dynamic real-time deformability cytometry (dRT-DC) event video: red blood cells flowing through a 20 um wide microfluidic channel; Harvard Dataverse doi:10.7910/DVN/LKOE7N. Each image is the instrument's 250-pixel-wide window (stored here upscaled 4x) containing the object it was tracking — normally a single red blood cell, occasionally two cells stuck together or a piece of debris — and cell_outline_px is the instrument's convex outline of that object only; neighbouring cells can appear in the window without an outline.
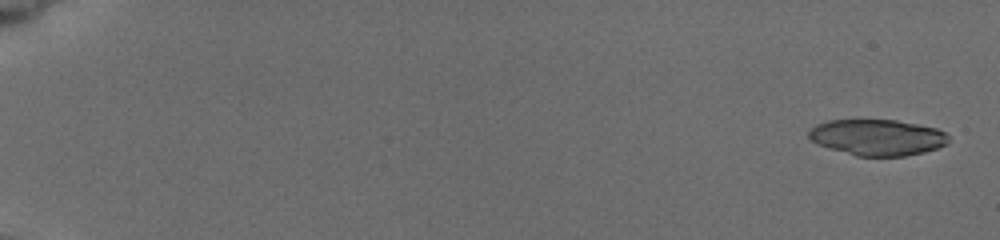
{"species": "common noctule bat (a hibernating species)", "species_latin": "Nyctalus noctula", "temperature_condition": "cold", "stored_images_in_passage": 11, "camera_frame_rate_fps": 3000, "um_per_image_px": 0.085, "animal": {"sex": "female", "body_mass_g": 19.5, "forearm_length_mm": 54.1}, "frame": {"image": 1, "passage_image": 1, "time_ms": 0.0, "image_size_px": [1000, 240], "cell_outline_px": [[948, 144], [924, 152], [904, 156], [856, 156], [828, 148], [816, 144], [808, 136], [808, 132], [816, 124], [828, 120], [896, 120], [936, 128], [944, 132], [948, 136]], "centroid_in_image_um": [74.56, 11.68], "position_along_channel_um": 10.4, "area_um2": 29.36}}
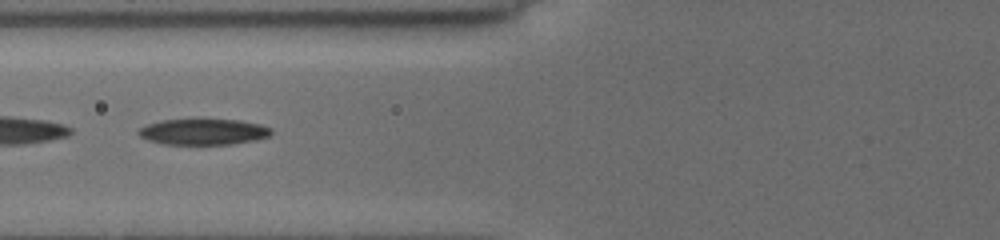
{"frame": {"image": 2, "passage_image": 9, "time_ms": 7.667, "image_size_px": [1000, 240], "cell_outline_px": [[272, 132], [268, 136], [252, 140], [232, 144], [164, 144], [148, 140], [140, 136], [136, 132], [140, 128], [148, 124], [160, 120], [196, 116], [240, 120], [260, 124], [272, 128]], "centroid_in_image_um": [17.25, 11.14], "position_along_channel_um": 108.6, "area_um2": 20.98}}
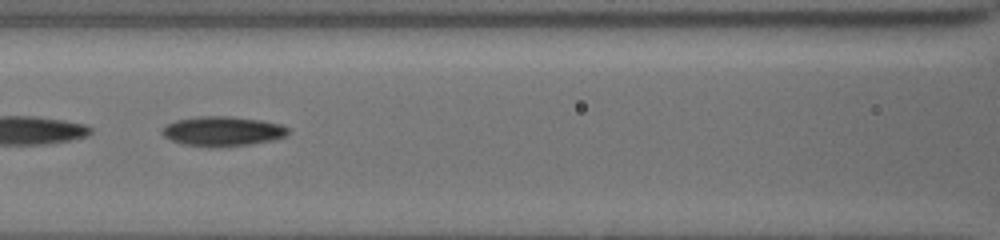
{"frame": {"image": 3, "passage_image": 10, "time_ms": 8.667, "image_size_px": [1000, 240], "cell_outline_px": [[288, 132], [284, 136], [272, 140], [248, 144], [216, 148], [208, 148], [184, 144], [172, 140], [164, 136], [160, 132], [168, 124], [176, 120], [200, 116], [228, 116], [264, 120], [280, 124], [288, 128]], "centroid_in_image_um": [18.91, 11.16], "position_along_channel_um": 147.7, "area_um2": 21.79}}